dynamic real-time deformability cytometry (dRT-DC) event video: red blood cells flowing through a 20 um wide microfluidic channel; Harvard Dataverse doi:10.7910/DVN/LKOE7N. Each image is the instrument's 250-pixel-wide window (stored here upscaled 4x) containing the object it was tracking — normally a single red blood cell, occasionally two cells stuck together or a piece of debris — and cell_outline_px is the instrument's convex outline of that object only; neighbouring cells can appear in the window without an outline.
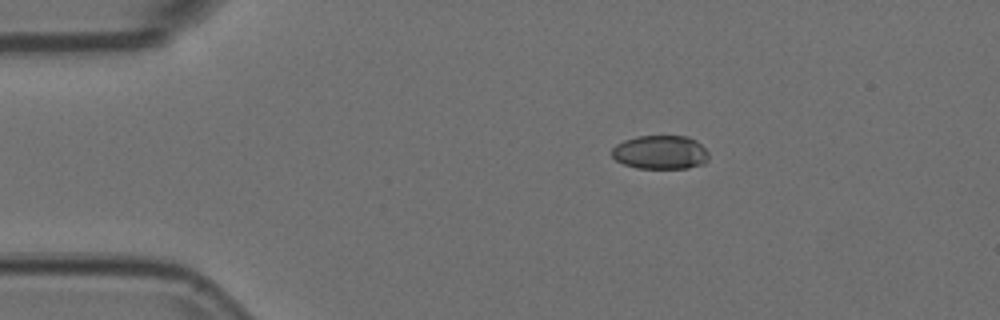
{"species": "Egyptian fruit bat (a non-hibernating species)", "species_latin": "Rousettus aegyptiacus", "temperature_condition": "room temperature", "stored_images_in_passage": 5, "camera_frame_rate_fps": 3000, "um_per_image_px": 0.085, "animal": {"sex": "female"}, "frame": {"image": 1, "passage_image": 2, "time_ms": 0.333, "image_size_px": [1000, 320], "cell_outline_px": [[708, 160], [704, 164], [688, 168], [636, 168], [624, 164], [616, 160], [612, 156], [612, 148], [616, 144], [624, 140], [636, 136], [688, 136], [696, 140], [708, 152]], "centroid_in_image_um": [56.13, 12.94], "position_along_channel_um": 28.9, "area_um2": 19.19}}
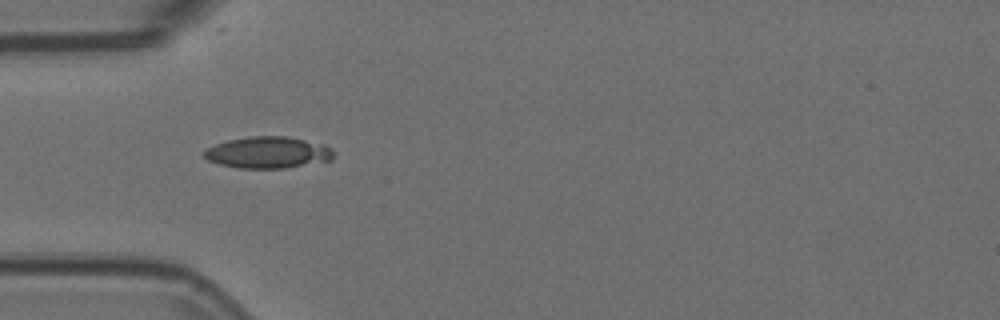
{"frame": {"image": 2, "passage_image": 4, "time_ms": 1.0, "image_size_px": [1000, 320], "cell_outline_px": [[332, 160], [284, 168], [240, 168], [220, 164], [208, 160], [204, 156], [204, 152], [208, 148], [216, 144], [228, 140], [248, 136], [284, 136], [324, 144], [332, 148]], "centroid_in_image_um": [22.78, 12.96], "position_along_channel_um": 62.2, "area_um2": 23.58}}